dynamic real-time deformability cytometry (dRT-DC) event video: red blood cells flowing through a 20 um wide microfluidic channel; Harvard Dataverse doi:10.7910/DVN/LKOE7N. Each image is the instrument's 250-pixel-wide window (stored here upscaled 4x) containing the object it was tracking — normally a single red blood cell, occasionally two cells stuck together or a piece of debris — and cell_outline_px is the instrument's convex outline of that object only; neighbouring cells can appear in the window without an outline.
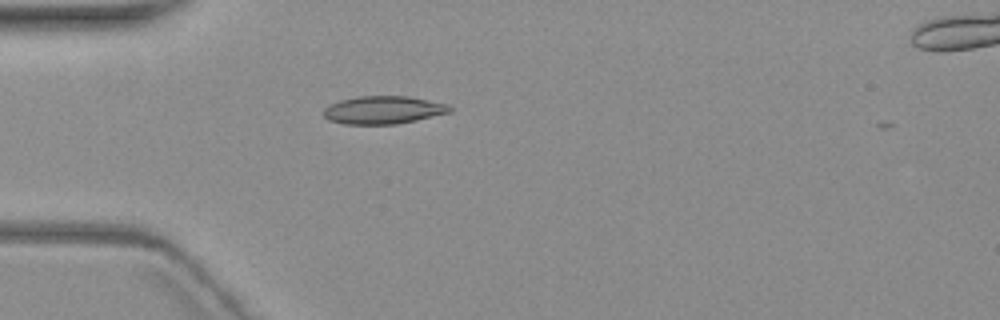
{"species": "common noctule bat (a hibernating species)", "species_latin": "Nyctalus noctula", "temperature_condition": "warm", "stored_images_in_passage": 3, "camera_frame_rate_fps": 3000, "um_per_image_px": 0.085, "animal": {"sex": "female", "body_mass_g": 19.3, "forearm_length_mm": 54.1}, "frame": {"image": 1, "passage_image": 2, "time_ms": 1.333, "image_size_px": [1000, 320], "cell_outline_px": [[452, 112], [416, 120], [396, 124], [344, 124], [328, 120], [324, 116], [324, 108], [328, 104], [340, 100], [356, 96], [408, 96], [448, 104], [452, 108]], "centroid_in_image_um": [32.57, 9.34], "position_along_channel_um": 52.4, "area_um2": 20.63}}